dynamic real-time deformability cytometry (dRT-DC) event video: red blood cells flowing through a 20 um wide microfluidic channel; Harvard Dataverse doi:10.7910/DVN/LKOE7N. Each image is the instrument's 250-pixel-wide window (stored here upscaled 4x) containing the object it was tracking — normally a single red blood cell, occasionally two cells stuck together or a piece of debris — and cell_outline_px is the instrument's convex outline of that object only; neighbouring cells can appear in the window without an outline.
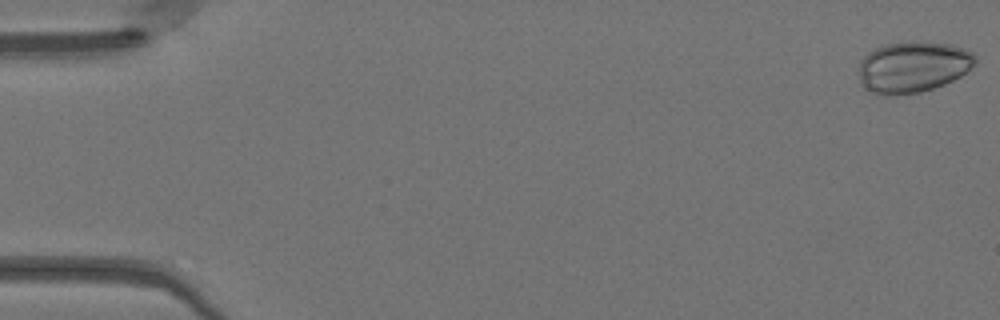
{"species": "Egyptian fruit bat (a non-hibernating species)", "species_latin": "Rousettus aegyptiacus", "temperature_condition": "warm", "stored_images_in_passage": 13, "camera_frame_rate_fps": 3000, "um_per_image_px": 0.085, "animal": {"sex": "female"}, "frame": {"image": 1, "passage_image": 1, "time_ms": 0.0, "image_size_px": [1000, 320], "cell_outline_px": [[976, 64], [960, 76], [944, 84], [920, 92], [896, 96], [876, 96], [860, 84], [860, 60], [868, 52], [880, 44], [908, 40], [920, 40], [952, 44], [972, 52], [976, 56]], "centroid_in_image_um": [77.57, 5.67], "position_along_channel_um": 7.4, "area_um2": 35.6}}